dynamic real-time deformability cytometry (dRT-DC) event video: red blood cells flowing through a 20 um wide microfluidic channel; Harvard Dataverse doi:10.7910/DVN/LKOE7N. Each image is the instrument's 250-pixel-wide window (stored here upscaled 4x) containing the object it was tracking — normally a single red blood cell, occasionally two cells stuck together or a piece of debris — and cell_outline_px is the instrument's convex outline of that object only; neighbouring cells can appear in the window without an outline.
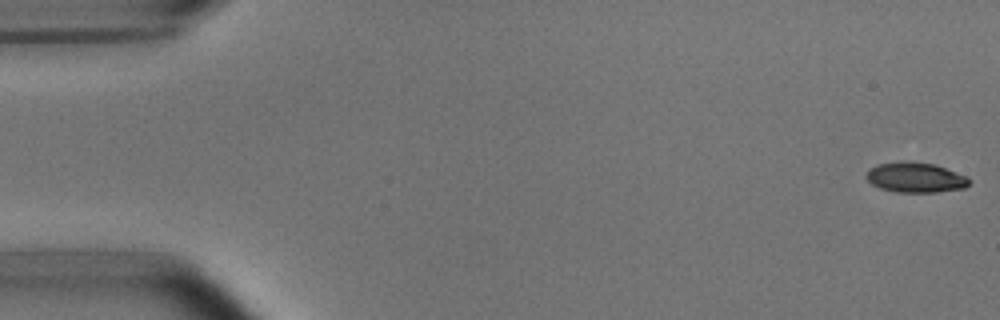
{"species": "common noctule bat (a hibernating species)", "species_latin": "Nyctalus noctula", "temperature_condition": "room temperature", "stored_images_in_passage": 53, "camera_frame_rate_fps": 3000, "um_per_image_px": 0.085, "animal": {"sex": "male", "body_mass_g": 15.6}, "frame": {"image": 1, "passage_image": 1, "time_ms": 0.0, "image_size_px": [1000, 320], "cell_outline_px": [[972, 180], [964, 188], [936, 192], [896, 192], [880, 188], [872, 184], [864, 176], [876, 164], [904, 160], [936, 164], [968, 176]], "centroid_in_image_um": [77.84, 15.07], "position_along_channel_um": 7.2, "area_um2": 18.26}}
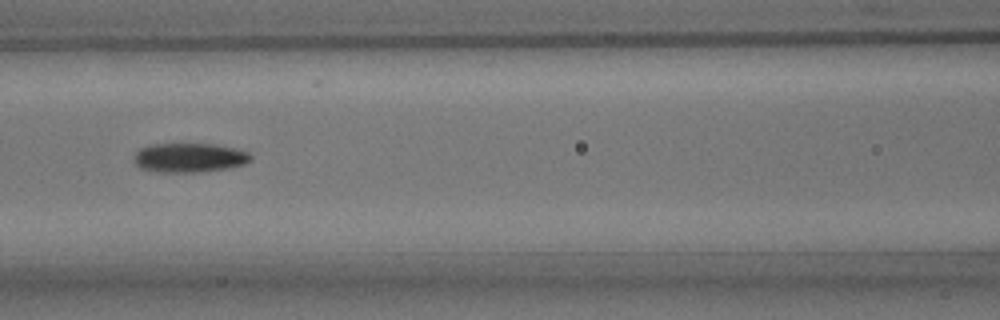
{"frame": {"image": 2, "passage_image": 23, "time_ms": 7.333, "image_size_px": [1000, 320], "cell_outline_px": [[252, 160], [244, 164], [228, 168], [196, 172], [156, 172], [140, 168], [136, 164], [136, 152], [140, 148], [148, 144], [216, 144], [240, 148], [248, 152], [252, 156]], "centroid_in_image_um": [16.14, 13.39], "position_along_channel_um": 150.5, "area_um2": 20.06}}
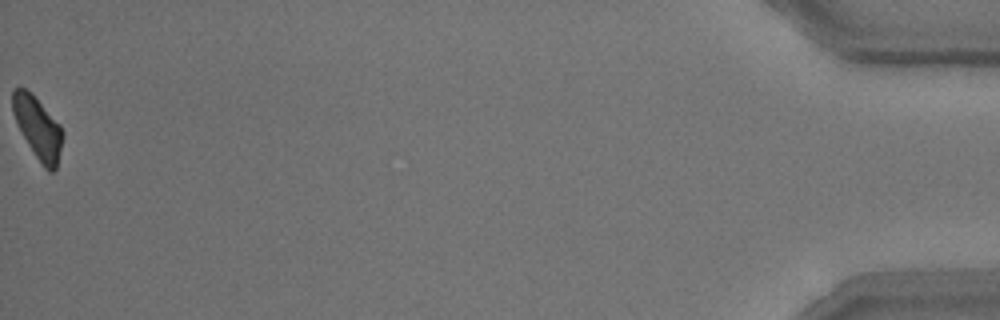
{"frame": {"image": 3, "passage_image": 53, "time_ms": 17.333, "image_size_px": [1000, 320], "cell_outline_px": [[64, 136], [56, 168], [52, 172], [48, 172], [44, 168], [28, 144], [12, 112], [12, 92], [16, 88], [24, 88], [32, 92], [60, 124], [64, 132]], "centroid_in_image_um": [3.24, 10.85], "position_along_channel_um": 432.0, "area_um2": 17.98}, "authors_computed_cell_mechanics": {"area_um2": 19.074, "velocity_mm_per_s": 3.7959, "shape_relaxation_time_tau1_ms": 2.7637, "shape_relaxation_time_tau2_ms": 6.8058, "deformation_change_tau1": 0.127, "deformation_change_tau2": 0.1311}}